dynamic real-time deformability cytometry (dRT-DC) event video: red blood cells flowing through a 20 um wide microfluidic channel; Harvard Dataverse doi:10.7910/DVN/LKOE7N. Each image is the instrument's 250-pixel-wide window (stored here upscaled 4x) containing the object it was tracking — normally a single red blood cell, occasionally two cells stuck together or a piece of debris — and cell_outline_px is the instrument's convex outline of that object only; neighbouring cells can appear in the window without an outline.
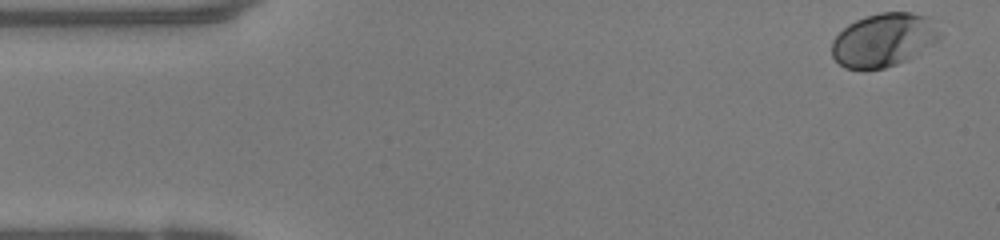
{"species": "human", "species_latin": "Homo sapiens", "temperature_condition": "warm", "stored_images_in_passage": 49, "camera_frame_rate_fps": 3000, "um_per_image_px": 0.085, "donor": {"sex": "female"}, "frame": {"image": 1, "passage_image": 1, "time_ms": 0.0, "image_size_px": [1000, 240], "cell_outline_px": [[944, 36], [908, 60], [884, 68], [844, 68], [832, 56], [832, 40], [848, 24], [856, 20], [880, 12], [912, 12], [928, 16], [944, 32]], "centroid_in_image_um": [75.17, 3.37], "position_along_channel_um": 9.8, "area_um2": 33.7}}
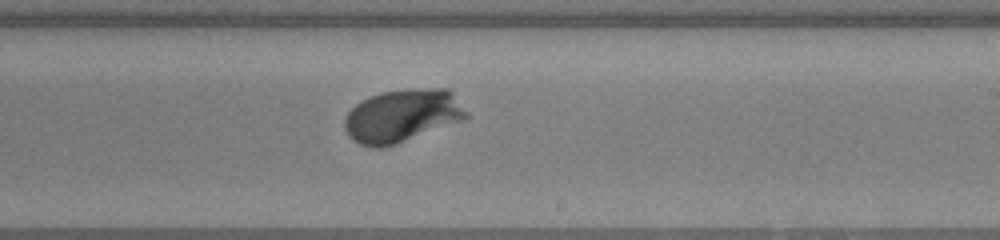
{"frame": {"image": 2, "passage_image": 28, "time_ms": 9.0, "image_size_px": [1000, 240], "cell_outline_px": [[468, 116], [464, 120], [396, 144], [380, 148], [372, 148], [360, 144], [352, 140], [348, 136], [344, 128], [344, 120], [348, 112], [356, 104], [368, 96], [380, 92], [412, 88], [448, 88], [452, 92], [468, 112]], "centroid_in_image_um": [34.18, 9.83], "position_along_channel_um": 254.8, "area_um2": 37.86}}
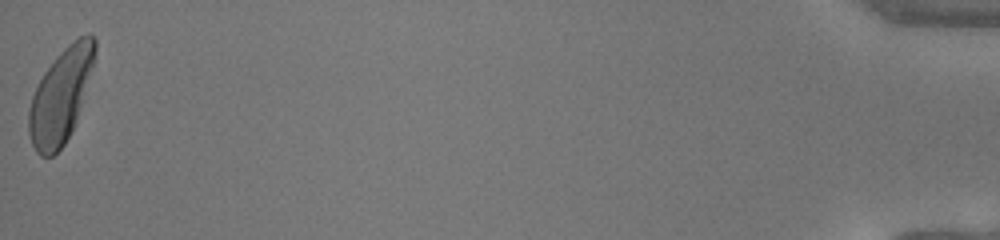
{"frame": {"image": 3, "passage_image": 49, "time_ms": 16.0, "image_size_px": [1000, 240], "cell_outline_px": [[96, 52], [76, 124], [64, 144], [52, 156], [40, 156], [36, 152], [32, 144], [28, 132], [28, 108], [32, 96], [44, 72], [56, 56], [72, 40], [88, 32], [96, 40]], "centroid_in_image_um": [5.15, 8.15], "position_along_channel_um": 430.0, "area_um2": 36.01}, "authors_computed_cell_mechanics": {"area_um2": 34.7956, "velocity_mm_per_s": 4.0359, "shape_relaxation_time_tau1_ms": 1.9722, "shape_relaxation_time_tau2_ms": null, "deformation_change_tau1": 0.1395, "deformation_change_tau2": null}}